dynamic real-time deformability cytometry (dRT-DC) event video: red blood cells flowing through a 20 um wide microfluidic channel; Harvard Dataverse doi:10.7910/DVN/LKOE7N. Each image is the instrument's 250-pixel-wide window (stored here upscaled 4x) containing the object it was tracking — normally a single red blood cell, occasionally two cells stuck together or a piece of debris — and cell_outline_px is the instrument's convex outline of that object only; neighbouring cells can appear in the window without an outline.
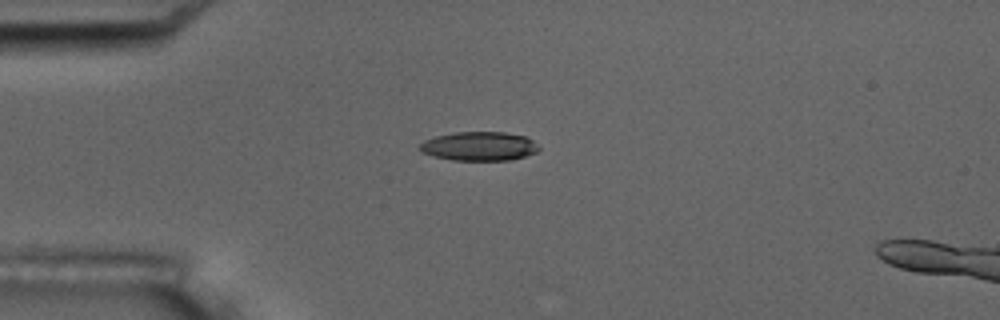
{"species": "common noctule bat (a hibernating species)", "species_latin": "Nyctalus noctula", "temperature_condition": "room temperature", "stored_images_in_passage": 7, "camera_frame_rate_fps": 3000, "um_per_image_px": 0.085, "animal": {"sex": "male", "body_mass_g": 17.5, "forearm_length_mm": 52.3}, "frame": {"image": 1, "passage_image": 1, "time_ms": 0.0, "image_size_px": [1000, 320], "cell_outline_px": [[540, 148], [536, 152], [512, 160], [452, 160], [436, 156], [424, 152], [420, 148], [420, 144], [424, 140], [436, 136], [452, 132], [504, 132], [524, 136], [532, 140]], "centroid_in_image_um": [40.75, 12.42], "position_along_channel_um": 44.3, "area_um2": 19.88}}
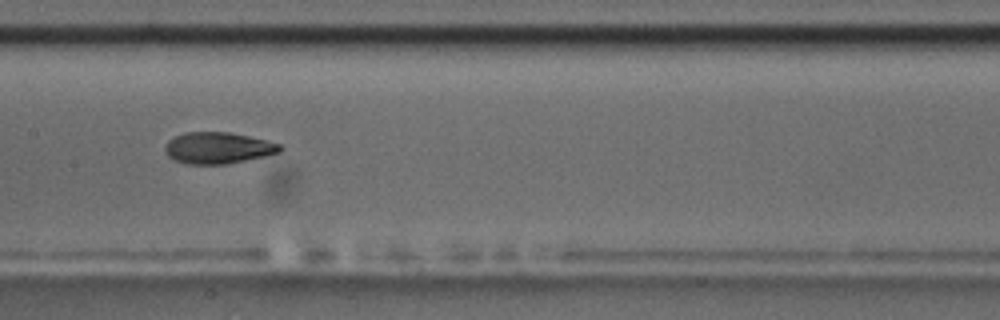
{"frame": {"image": 2, "passage_image": 5, "time_ms": 4.667, "image_size_px": [1000, 320], "cell_outline_px": [[284, 148], [280, 152], [264, 156], [228, 164], [188, 164], [176, 160], [168, 156], [164, 152], [164, 144], [168, 140], [184, 132], [228, 132], [248, 136], [280, 144]], "centroid_in_image_um": [18.5, 12.57], "position_along_channel_um": 188.9, "area_um2": 21.04}}
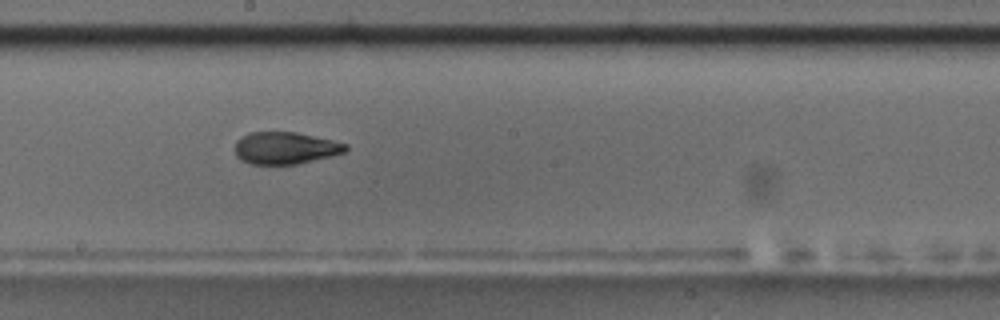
{"frame": {"image": 3, "passage_image": 6, "time_ms": 5.667, "image_size_px": [1000, 320], "cell_outline_px": [[348, 148], [344, 152], [296, 164], [252, 164], [240, 160], [236, 156], [236, 140], [240, 136], [248, 132], [296, 132], [332, 140], [348, 144]], "centroid_in_image_um": [24.2, 12.57], "position_along_channel_um": 224.0, "area_um2": 20.58}}